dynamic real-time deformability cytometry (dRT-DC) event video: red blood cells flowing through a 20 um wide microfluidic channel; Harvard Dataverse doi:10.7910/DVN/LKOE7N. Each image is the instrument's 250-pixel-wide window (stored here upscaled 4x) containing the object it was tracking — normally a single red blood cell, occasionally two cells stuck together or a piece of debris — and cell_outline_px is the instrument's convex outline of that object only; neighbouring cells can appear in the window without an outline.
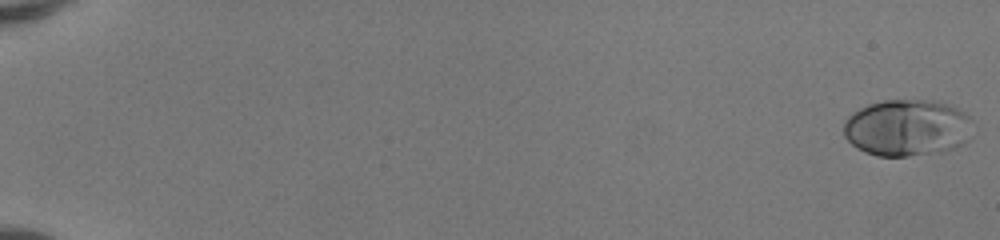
{"species": "human", "species_latin": "Homo sapiens", "temperature_condition": "room temperature", "stored_images_in_passage": 51, "camera_frame_rate_fps": 3000, "um_per_image_px": 0.085, "donor": {"sex": "female"}, "frame": {"image": 1, "passage_image": 1, "time_ms": 0.0, "image_size_px": [1000, 240], "cell_outline_px": [[972, 136], [964, 144], [944, 152], [908, 156], [876, 156], [864, 152], [856, 148], [844, 136], [844, 120], [852, 112], [868, 104], [884, 100], [924, 100], [944, 104], [956, 108], [964, 112], [968, 116]], "centroid_in_image_um": [77.08, 10.88], "position_along_channel_um": 7.9, "area_um2": 42.83}}
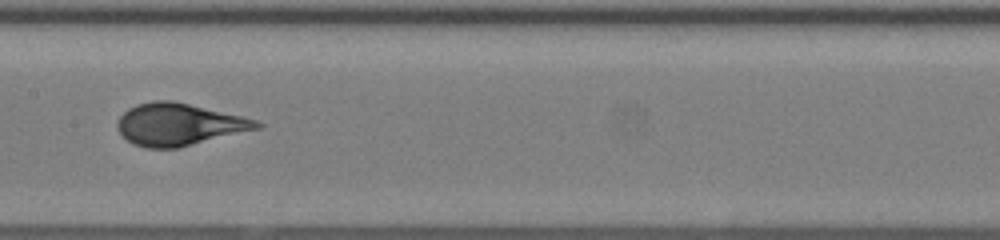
{"frame": {"image": 2, "passage_image": 29, "time_ms": 9.333, "image_size_px": [1000, 240], "cell_outline_px": [[264, 124], [260, 128], [180, 148], [144, 148], [132, 144], [120, 132], [116, 124], [120, 116], [128, 108], [136, 104], [152, 100], [172, 100], [260, 120]], "centroid_in_image_um": [15.23, 10.58], "position_along_channel_um": 192.2, "area_um2": 34.45}}
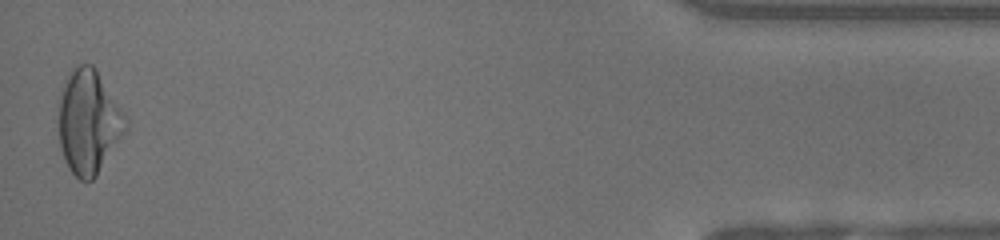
{"frame": {"image": 3, "passage_image": 51, "time_ms": 16.667, "image_size_px": [1000, 240], "cell_outline_px": [[128, 128], [96, 176], [92, 180], [80, 180], [68, 168], [64, 160], [60, 148], [56, 120], [56, 104], [64, 80], [72, 68], [76, 64], [92, 64], [96, 68], [128, 116]], "centroid_in_image_um": [7.5, 10.32], "position_along_channel_um": 427.7, "area_um2": 41.96}, "authors_computed_cell_mechanics": {"area_um2": 34.6222, "velocity_mm_per_s": 4.178, "shape_relaxation_time_tau1_ms": 5.1419, "shape_relaxation_time_tau2_ms": null, "deformation_change_tau1": 0.2301, "deformation_change_tau2": null}}